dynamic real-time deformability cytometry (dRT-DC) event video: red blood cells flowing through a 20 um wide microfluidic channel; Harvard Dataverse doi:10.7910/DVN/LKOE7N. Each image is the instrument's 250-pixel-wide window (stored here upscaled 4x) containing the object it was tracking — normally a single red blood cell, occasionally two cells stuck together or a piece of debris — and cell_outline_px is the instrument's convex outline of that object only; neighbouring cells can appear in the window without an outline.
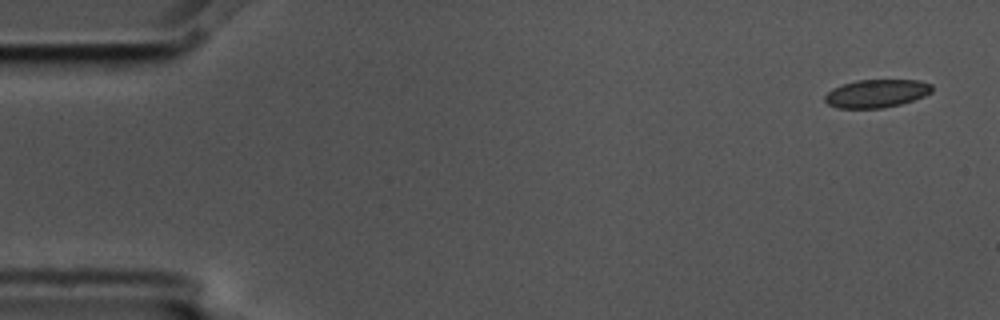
{"species": "common noctule bat (a hibernating species)", "species_latin": "Nyctalus noctula", "temperature_condition": "cold", "stored_images_in_passage": 3, "camera_frame_rate_fps": 3000, "um_per_image_px": 0.085, "animal": {"sex": "male", "body_mass_g": 17.5, "forearm_length_mm": 52.3}, "frame": {"image": 1, "passage_image": 1, "time_ms": 0.0, "image_size_px": [1000, 320], "cell_outline_px": [[932, 92], [924, 96], [900, 104], [884, 108], [836, 108], [828, 104], [824, 100], [824, 96], [832, 88], [856, 80], [920, 80], [932, 84]], "centroid_in_image_um": [74.5, 7.94], "position_along_channel_um": 10.5, "area_um2": 17.57}}